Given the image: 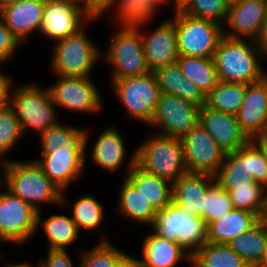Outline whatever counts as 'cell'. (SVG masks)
<instances>
[{
  "label": "cell",
  "instance_id": "45",
  "mask_svg": "<svg viewBox=\"0 0 267 267\" xmlns=\"http://www.w3.org/2000/svg\"><path fill=\"white\" fill-rule=\"evenodd\" d=\"M11 81H13L12 78L0 71V108H3L8 104L9 88L13 83Z\"/></svg>",
  "mask_w": 267,
  "mask_h": 267
},
{
  "label": "cell",
  "instance_id": "40",
  "mask_svg": "<svg viewBox=\"0 0 267 267\" xmlns=\"http://www.w3.org/2000/svg\"><path fill=\"white\" fill-rule=\"evenodd\" d=\"M234 209L251 211L259 218L264 204V186L253 182L249 186L236 187L228 191Z\"/></svg>",
  "mask_w": 267,
  "mask_h": 267
},
{
  "label": "cell",
  "instance_id": "23",
  "mask_svg": "<svg viewBox=\"0 0 267 267\" xmlns=\"http://www.w3.org/2000/svg\"><path fill=\"white\" fill-rule=\"evenodd\" d=\"M117 129L112 125L102 130L90 152L93 163L111 173L121 169L127 155L123 135Z\"/></svg>",
  "mask_w": 267,
  "mask_h": 267
},
{
  "label": "cell",
  "instance_id": "54",
  "mask_svg": "<svg viewBox=\"0 0 267 267\" xmlns=\"http://www.w3.org/2000/svg\"><path fill=\"white\" fill-rule=\"evenodd\" d=\"M256 267H267V244H266V248L264 250L263 257Z\"/></svg>",
  "mask_w": 267,
  "mask_h": 267
},
{
  "label": "cell",
  "instance_id": "9",
  "mask_svg": "<svg viewBox=\"0 0 267 267\" xmlns=\"http://www.w3.org/2000/svg\"><path fill=\"white\" fill-rule=\"evenodd\" d=\"M112 90L130 117L147 125L151 122L160 96L154 72L142 76L110 80Z\"/></svg>",
  "mask_w": 267,
  "mask_h": 267
},
{
  "label": "cell",
  "instance_id": "20",
  "mask_svg": "<svg viewBox=\"0 0 267 267\" xmlns=\"http://www.w3.org/2000/svg\"><path fill=\"white\" fill-rule=\"evenodd\" d=\"M215 181L207 173L187 172L172 184V202L191 215L203 218L204 193Z\"/></svg>",
  "mask_w": 267,
  "mask_h": 267
},
{
  "label": "cell",
  "instance_id": "35",
  "mask_svg": "<svg viewBox=\"0 0 267 267\" xmlns=\"http://www.w3.org/2000/svg\"><path fill=\"white\" fill-rule=\"evenodd\" d=\"M72 207V220L79 232L81 230L94 231L100 228L105 217L104 206L91 195H83L74 201Z\"/></svg>",
  "mask_w": 267,
  "mask_h": 267
},
{
  "label": "cell",
  "instance_id": "25",
  "mask_svg": "<svg viewBox=\"0 0 267 267\" xmlns=\"http://www.w3.org/2000/svg\"><path fill=\"white\" fill-rule=\"evenodd\" d=\"M260 218L251 211L233 209L223 218L207 225L208 242L228 244L232 239L248 231Z\"/></svg>",
  "mask_w": 267,
  "mask_h": 267
},
{
  "label": "cell",
  "instance_id": "4",
  "mask_svg": "<svg viewBox=\"0 0 267 267\" xmlns=\"http://www.w3.org/2000/svg\"><path fill=\"white\" fill-rule=\"evenodd\" d=\"M135 151V164L145 172L173 184L187 173L182 139L152 134Z\"/></svg>",
  "mask_w": 267,
  "mask_h": 267
},
{
  "label": "cell",
  "instance_id": "15",
  "mask_svg": "<svg viewBox=\"0 0 267 267\" xmlns=\"http://www.w3.org/2000/svg\"><path fill=\"white\" fill-rule=\"evenodd\" d=\"M199 123L226 153L239 149L250 140L241 130L235 114L224 113L205 104L200 108Z\"/></svg>",
  "mask_w": 267,
  "mask_h": 267
},
{
  "label": "cell",
  "instance_id": "8",
  "mask_svg": "<svg viewBox=\"0 0 267 267\" xmlns=\"http://www.w3.org/2000/svg\"><path fill=\"white\" fill-rule=\"evenodd\" d=\"M140 25L121 27L113 35L108 50L102 58L113 66L111 80L142 76L150 72L143 50Z\"/></svg>",
  "mask_w": 267,
  "mask_h": 267
},
{
  "label": "cell",
  "instance_id": "36",
  "mask_svg": "<svg viewBox=\"0 0 267 267\" xmlns=\"http://www.w3.org/2000/svg\"><path fill=\"white\" fill-rule=\"evenodd\" d=\"M183 209L173 202L157 212L152 230L182 246Z\"/></svg>",
  "mask_w": 267,
  "mask_h": 267
},
{
  "label": "cell",
  "instance_id": "37",
  "mask_svg": "<svg viewBox=\"0 0 267 267\" xmlns=\"http://www.w3.org/2000/svg\"><path fill=\"white\" fill-rule=\"evenodd\" d=\"M228 7L224 0H181L178 10L223 25L227 19Z\"/></svg>",
  "mask_w": 267,
  "mask_h": 267
},
{
  "label": "cell",
  "instance_id": "41",
  "mask_svg": "<svg viewBox=\"0 0 267 267\" xmlns=\"http://www.w3.org/2000/svg\"><path fill=\"white\" fill-rule=\"evenodd\" d=\"M23 134L13 109L8 104L0 108V161L6 160L3 156L14 148Z\"/></svg>",
  "mask_w": 267,
  "mask_h": 267
},
{
  "label": "cell",
  "instance_id": "13",
  "mask_svg": "<svg viewBox=\"0 0 267 267\" xmlns=\"http://www.w3.org/2000/svg\"><path fill=\"white\" fill-rule=\"evenodd\" d=\"M56 80L48 86L56 108L58 106L82 114L101 111V94L90 77L58 76Z\"/></svg>",
  "mask_w": 267,
  "mask_h": 267
},
{
  "label": "cell",
  "instance_id": "28",
  "mask_svg": "<svg viewBox=\"0 0 267 267\" xmlns=\"http://www.w3.org/2000/svg\"><path fill=\"white\" fill-rule=\"evenodd\" d=\"M112 6H116L114 18L121 27L145 26L154 18L159 7L154 0H113L100 16H104L109 9L111 11Z\"/></svg>",
  "mask_w": 267,
  "mask_h": 267
},
{
  "label": "cell",
  "instance_id": "11",
  "mask_svg": "<svg viewBox=\"0 0 267 267\" xmlns=\"http://www.w3.org/2000/svg\"><path fill=\"white\" fill-rule=\"evenodd\" d=\"M1 187L0 236L17 246L26 244L37 231L38 211L6 188L1 191Z\"/></svg>",
  "mask_w": 267,
  "mask_h": 267
},
{
  "label": "cell",
  "instance_id": "44",
  "mask_svg": "<svg viewBox=\"0 0 267 267\" xmlns=\"http://www.w3.org/2000/svg\"><path fill=\"white\" fill-rule=\"evenodd\" d=\"M67 249H47V257L40 259L38 267H74Z\"/></svg>",
  "mask_w": 267,
  "mask_h": 267
},
{
  "label": "cell",
  "instance_id": "34",
  "mask_svg": "<svg viewBox=\"0 0 267 267\" xmlns=\"http://www.w3.org/2000/svg\"><path fill=\"white\" fill-rule=\"evenodd\" d=\"M129 254L112 245L108 240H100L91 249L83 251L79 267H122Z\"/></svg>",
  "mask_w": 267,
  "mask_h": 267
},
{
  "label": "cell",
  "instance_id": "57",
  "mask_svg": "<svg viewBox=\"0 0 267 267\" xmlns=\"http://www.w3.org/2000/svg\"><path fill=\"white\" fill-rule=\"evenodd\" d=\"M0 158H1V157H0ZM1 175H3V173H2V174H0V186H4V185H2L3 176H1Z\"/></svg>",
  "mask_w": 267,
  "mask_h": 267
},
{
  "label": "cell",
  "instance_id": "18",
  "mask_svg": "<svg viewBox=\"0 0 267 267\" xmlns=\"http://www.w3.org/2000/svg\"><path fill=\"white\" fill-rule=\"evenodd\" d=\"M235 115L250 140L267 134V94L260 81L246 84L244 101Z\"/></svg>",
  "mask_w": 267,
  "mask_h": 267
},
{
  "label": "cell",
  "instance_id": "5",
  "mask_svg": "<svg viewBox=\"0 0 267 267\" xmlns=\"http://www.w3.org/2000/svg\"><path fill=\"white\" fill-rule=\"evenodd\" d=\"M12 85L9 88L8 105L20 122L24 135L29 129L39 135L57 122V109L48 88L33 82L17 88Z\"/></svg>",
  "mask_w": 267,
  "mask_h": 267
},
{
  "label": "cell",
  "instance_id": "10",
  "mask_svg": "<svg viewBox=\"0 0 267 267\" xmlns=\"http://www.w3.org/2000/svg\"><path fill=\"white\" fill-rule=\"evenodd\" d=\"M99 17L100 15H95L83 0L46 1L41 34L56 41L75 34L86 23L95 21Z\"/></svg>",
  "mask_w": 267,
  "mask_h": 267
},
{
  "label": "cell",
  "instance_id": "38",
  "mask_svg": "<svg viewBox=\"0 0 267 267\" xmlns=\"http://www.w3.org/2000/svg\"><path fill=\"white\" fill-rule=\"evenodd\" d=\"M233 209L229 192L214 181L204 193L203 219L206 224L223 218Z\"/></svg>",
  "mask_w": 267,
  "mask_h": 267
},
{
  "label": "cell",
  "instance_id": "51",
  "mask_svg": "<svg viewBox=\"0 0 267 267\" xmlns=\"http://www.w3.org/2000/svg\"><path fill=\"white\" fill-rule=\"evenodd\" d=\"M255 140L261 145V147L265 151V156H266V160H267V134L255 139Z\"/></svg>",
  "mask_w": 267,
  "mask_h": 267
},
{
  "label": "cell",
  "instance_id": "12",
  "mask_svg": "<svg viewBox=\"0 0 267 267\" xmlns=\"http://www.w3.org/2000/svg\"><path fill=\"white\" fill-rule=\"evenodd\" d=\"M201 106L182 100L176 95L160 93L156 110L148 125L160 131L158 134L182 138L200 121Z\"/></svg>",
  "mask_w": 267,
  "mask_h": 267
},
{
  "label": "cell",
  "instance_id": "46",
  "mask_svg": "<svg viewBox=\"0 0 267 267\" xmlns=\"http://www.w3.org/2000/svg\"><path fill=\"white\" fill-rule=\"evenodd\" d=\"M113 0H83V3L95 14L100 15Z\"/></svg>",
  "mask_w": 267,
  "mask_h": 267
},
{
  "label": "cell",
  "instance_id": "21",
  "mask_svg": "<svg viewBox=\"0 0 267 267\" xmlns=\"http://www.w3.org/2000/svg\"><path fill=\"white\" fill-rule=\"evenodd\" d=\"M142 244L143 258L135 259L144 267H177L183 260L191 264V254L186 249L154 231L144 238Z\"/></svg>",
  "mask_w": 267,
  "mask_h": 267
},
{
  "label": "cell",
  "instance_id": "55",
  "mask_svg": "<svg viewBox=\"0 0 267 267\" xmlns=\"http://www.w3.org/2000/svg\"><path fill=\"white\" fill-rule=\"evenodd\" d=\"M5 267H33V265H31L30 263L26 262H21V263H11V264H7V266Z\"/></svg>",
  "mask_w": 267,
  "mask_h": 267
},
{
  "label": "cell",
  "instance_id": "30",
  "mask_svg": "<svg viewBox=\"0 0 267 267\" xmlns=\"http://www.w3.org/2000/svg\"><path fill=\"white\" fill-rule=\"evenodd\" d=\"M176 62L184 76L205 96L219 83L213 58L178 56Z\"/></svg>",
  "mask_w": 267,
  "mask_h": 267
},
{
  "label": "cell",
  "instance_id": "29",
  "mask_svg": "<svg viewBox=\"0 0 267 267\" xmlns=\"http://www.w3.org/2000/svg\"><path fill=\"white\" fill-rule=\"evenodd\" d=\"M41 227L49 242L48 249H66L80 236L72 217L64 214H53L42 220V212L39 211L37 213V229Z\"/></svg>",
  "mask_w": 267,
  "mask_h": 267
},
{
  "label": "cell",
  "instance_id": "53",
  "mask_svg": "<svg viewBox=\"0 0 267 267\" xmlns=\"http://www.w3.org/2000/svg\"><path fill=\"white\" fill-rule=\"evenodd\" d=\"M259 81L262 83V85L264 86L265 90H266V94H267V72L265 71V69H262V73L260 76Z\"/></svg>",
  "mask_w": 267,
  "mask_h": 267
},
{
  "label": "cell",
  "instance_id": "16",
  "mask_svg": "<svg viewBox=\"0 0 267 267\" xmlns=\"http://www.w3.org/2000/svg\"><path fill=\"white\" fill-rule=\"evenodd\" d=\"M146 63L151 72L174 64L179 56L177 34L173 18L165 19L150 34L141 33Z\"/></svg>",
  "mask_w": 267,
  "mask_h": 267
},
{
  "label": "cell",
  "instance_id": "47",
  "mask_svg": "<svg viewBox=\"0 0 267 267\" xmlns=\"http://www.w3.org/2000/svg\"><path fill=\"white\" fill-rule=\"evenodd\" d=\"M254 42L265 52L267 50V13Z\"/></svg>",
  "mask_w": 267,
  "mask_h": 267
},
{
  "label": "cell",
  "instance_id": "49",
  "mask_svg": "<svg viewBox=\"0 0 267 267\" xmlns=\"http://www.w3.org/2000/svg\"><path fill=\"white\" fill-rule=\"evenodd\" d=\"M122 267H144L141 265L133 256H130L126 262L122 265Z\"/></svg>",
  "mask_w": 267,
  "mask_h": 267
},
{
  "label": "cell",
  "instance_id": "7",
  "mask_svg": "<svg viewBox=\"0 0 267 267\" xmlns=\"http://www.w3.org/2000/svg\"><path fill=\"white\" fill-rule=\"evenodd\" d=\"M179 56L213 58L224 26L210 19L197 18L178 9L173 10Z\"/></svg>",
  "mask_w": 267,
  "mask_h": 267
},
{
  "label": "cell",
  "instance_id": "43",
  "mask_svg": "<svg viewBox=\"0 0 267 267\" xmlns=\"http://www.w3.org/2000/svg\"><path fill=\"white\" fill-rule=\"evenodd\" d=\"M19 41L6 26L0 14V66L6 65L13 58V54L21 46ZM17 49V50H16Z\"/></svg>",
  "mask_w": 267,
  "mask_h": 267
},
{
  "label": "cell",
  "instance_id": "22",
  "mask_svg": "<svg viewBox=\"0 0 267 267\" xmlns=\"http://www.w3.org/2000/svg\"><path fill=\"white\" fill-rule=\"evenodd\" d=\"M129 160L124 177L141 192L153 209L159 212L172 203V184L139 168L135 164V151Z\"/></svg>",
  "mask_w": 267,
  "mask_h": 267
},
{
  "label": "cell",
  "instance_id": "31",
  "mask_svg": "<svg viewBox=\"0 0 267 267\" xmlns=\"http://www.w3.org/2000/svg\"><path fill=\"white\" fill-rule=\"evenodd\" d=\"M191 267H250L228 244L207 242L191 255Z\"/></svg>",
  "mask_w": 267,
  "mask_h": 267
},
{
  "label": "cell",
  "instance_id": "42",
  "mask_svg": "<svg viewBox=\"0 0 267 267\" xmlns=\"http://www.w3.org/2000/svg\"><path fill=\"white\" fill-rule=\"evenodd\" d=\"M244 169L247 176L264 187L267 186V160L265 151L255 140H249L244 145Z\"/></svg>",
  "mask_w": 267,
  "mask_h": 267
},
{
  "label": "cell",
  "instance_id": "59",
  "mask_svg": "<svg viewBox=\"0 0 267 267\" xmlns=\"http://www.w3.org/2000/svg\"><path fill=\"white\" fill-rule=\"evenodd\" d=\"M0 242H6V241L0 236Z\"/></svg>",
  "mask_w": 267,
  "mask_h": 267
},
{
  "label": "cell",
  "instance_id": "58",
  "mask_svg": "<svg viewBox=\"0 0 267 267\" xmlns=\"http://www.w3.org/2000/svg\"><path fill=\"white\" fill-rule=\"evenodd\" d=\"M264 60H267V50L264 52Z\"/></svg>",
  "mask_w": 267,
  "mask_h": 267
},
{
  "label": "cell",
  "instance_id": "39",
  "mask_svg": "<svg viewBox=\"0 0 267 267\" xmlns=\"http://www.w3.org/2000/svg\"><path fill=\"white\" fill-rule=\"evenodd\" d=\"M208 242L206 221L183 210L182 247L191 255Z\"/></svg>",
  "mask_w": 267,
  "mask_h": 267
},
{
  "label": "cell",
  "instance_id": "50",
  "mask_svg": "<svg viewBox=\"0 0 267 267\" xmlns=\"http://www.w3.org/2000/svg\"><path fill=\"white\" fill-rule=\"evenodd\" d=\"M158 5H163V4H166L167 3V5H169V2H171L170 3V6L172 5V10H176V9H178L179 8V5H180V1L179 0H172V1H170V0H154Z\"/></svg>",
  "mask_w": 267,
  "mask_h": 267
},
{
  "label": "cell",
  "instance_id": "6",
  "mask_svg": "<svg viewBox=\"0 0 267 267\" xmlns=\"http://www.w3.org/2000/svg\"><path fill=\"white\" fill-rule=\"evenodd\" d=\"M51 59L52 72L57 76L90 77L102 58V49L91 40L84 27L73 35L56 40Z\"/></svg>",
  "mask_w": 267,
  "mask_h": 267
},
{
  "label": "cell",
  "instance_id": "14",
  "mask_svg": "<svg viewBox=\"0 0 267 267\" xmlns=\"http://www.w3.org/2000/svg\"><path fill=\"white\" fill-rule=\"evenodd\" d=\"M184 162L188 172L215 176L224 162V152L207 130L198 123L182 138Z\"/></svg>",
  "mask_w": 267,
  "mask_h": 267
},
{
  "label": "cell",
  "instance_id": "52",
  "mask_svg": "<svg viewBox=\"0 0 267 267\" xmlns=\"http://www.w3.org/2000/svg\"><path fill=\"white\" fill-rule=\"evenodd\" d=\"M25 0H0V10L8 5L20 3Z\"/></svg>",
  "mask_w": 267,
  "mask_h": 267
},
{
  "label": "cell",
  "instance_id": "3",
  "mask_svg": "<svg viewBox=\"0 0 267 267\" xmlns=\"http://www.w3.org/2000/svg\"><path fill=\"white\" fill-rule=\"evenodd\" d=\"M264 51L252 39L223 36L213 60L219 81L249 84L259 81Z\"/></svg>",
  "mask_w": 267,
  "mask_h": 267
},
{
  "label": "cell",
  "instance_id": "2",
  "mask_svg": "<svg viewBox=\"0 0 267 267\" xmlns=\"http://www.w3.org/2000/svg\"><path fill=\"white\" fill-rule=\"evenodd\" d=\"M0 165L4 173V187L38 212L42 211L41 203L68 205L66 196L51 182L34 159L26 162L6 159Z\"/></svg>",
  "mask_w": 267,
  "mask_h": 267
},
{
  "label": "cell",
  "instance_id": "1",
  "mask_svg": "<svg viewBox=\"0 0 267 267\" xmlns=\"http://www.w3.org/2000/svg\"><path fill=\"white\" fill-rule=\"evenodd\" d=\"M57 121L39 134L42 157L34 159L51 182L65 194L84 174L90 131ZM83 172V173H82ZM64 192V193H63Z\"/></svg>",
  "mask_w": 267,
  "mask_h": 267
},
{
  "label": "cell",
  "instance_id": "33",
  "mask_svg": "<svg viewBox=\"0 0 267 267\" xmlns=\"http://www.w3.org/2000/svg\"><path fill=\"white\" fill-rule=\"evenodd\" d=\"M246 94V84L219 83L205 96V105L224 113L236 114Z\"/></svg>",
  "mask_w": 267,
  "mask_h": 267
},
{
  "label": "cell",
  "instance_id": "19",
  "mask_svg": "<svg viewBox=\"0 0 267 267\" xmlns=\"http://www.w3.org/2000/svg\"><path fill=\"white\" fill-rule=\"evenodd\" d=\"M45 4L46 0H25L0 10L6 26L22 44L31 37L33 31L41 33Z\"/></svg>",
  "mask_w": 267,
  "mask_h": 267
},
{
  "label": "cell",
  "instance_id": "27",
  "mask_svg": "<svg viewBox=\"0 0 267 267\" xmlns=\"http://www.w3.org/2000/svg\"><path fill=\"white\" fill-rule=\"evenodd\" d=\"M267 244V223L259 220L245 233L232 239L228 245L250 267L261 261Z\"/></svg>",
  "mask_w": 267,
  "mask_h": 267
},
{
  "label": "cell",
  "instance_id": "17",
  "mask_svg": "<svg viewBox=\"0 0 267 267\" xmlns=\"http://www.w3.org/2000/svg\"><path fill=\"white\" fill-rule=\"evenodd\" d=\"M267 13V0H240L228 7L224 35L255 40ZM230 31V32H229Z\"/></svg>",
  "mask_w": 267,
  "mask_h": 267
},
{
  "label": "cell",
  "instance_id": "32",
  "mask_svg": "<svg viewBox=\"0 0 267 267\" xmlns=\"http://www.w3.org/2000/svg\"><path fill=\"white\" fill-rule=\"evenodd\" d=\"M214 177L215 181L226 191L249 186L254 182L252 177L247 176L244 169V145L233 152L226 153L224 162Z\"/></svg>",
  "mask_w": 267,
  "mask_h": 267
},
{
  "label": "cell",
  "instance_id": "56",
  "mask_svg": "<svg viewBox=\"0 0 267 267\" xmlns=\"http://www.w3.org/2000/svg\"><path fill=\"white\" fill-rule=\"evenodd\" d=\"M228 5H231V4H234V3H237L238 1L240 0H224Z\"/></svg>",
  "mask_w": 267,
  "mask_h": 267
},
{
  "label": "cell",
  "instance_id": "24",
  "mask_svg": "<svg viewBox=\"0 0 267 267\" xmlns=\"http://www.w3.org/2000/svg\"><path fill=\"white\" fill-rule=\"evenodd\" d=\"M153 72L161 93L176 95L199 106L205 104V95L184 76L177 62L159 67Z\"/></svg>",
  "mask_w": 267,
  "mask_h": 267
},
{
  "label": "cell",
  "instance_id": "26",
  "mask_svg": "<svg viewBox=\"0 0 267 267\" xmlns=\"http://www.w3.org/2000/svg\"><path fill=\"white\" fill-rule=\"evenodd\" d=\"M123 182L117 199V214L129 218L138 224L153 225L157 212L149 201L138 191V189L126 178Z\"/></svg>",
  "mask_w": 267,
  "mask_h": 267
},
{
  "label": "cell",
  "instance_id": "48",
  "mask_svg": "<svg viewBox=\"0 0 267 267\" xmlns=\"http://www.w3.org/2000/svg\"><path fill=\"white\" fill-rule=\"evenodd\" d=\"M260 220L265 221L267 223V186L264 187V204Z\"/></svg>",
  "mask_w": 267,
  "mask_h": 267
}]
</instances>
